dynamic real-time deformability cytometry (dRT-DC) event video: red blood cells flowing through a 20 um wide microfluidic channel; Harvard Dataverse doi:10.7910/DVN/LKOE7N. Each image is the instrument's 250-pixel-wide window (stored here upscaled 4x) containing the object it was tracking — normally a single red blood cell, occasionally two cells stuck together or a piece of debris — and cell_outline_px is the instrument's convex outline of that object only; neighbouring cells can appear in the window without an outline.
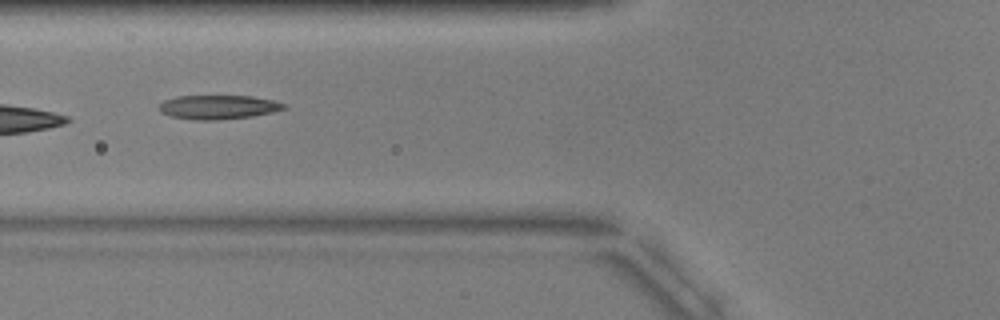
{"species": "common noctule bat (a hibernating species)", "species_latin": "Nyctalus noctula", "temperature_condition": "warm", "stored_images_in_passage": 3, "camera_frame_rate_fps": 3000, "um_per_image_px": 0.085, "animal": {"sex": "male", "body_mass_g": 17.9, "forearm_length_mm": 54.2}, "frame": {"image": 1, "passage_image": 3, "time_ms": 3.0, "image_size_px": [1000, 320], "cell_outline_px": [[288, 108], [272, 112], [252, 116], [216, 120], [196, 120], [172, 116], [160, 112], [160, 104], [164, 100], [176, 96], [252, 96], [272, 100], [288, 104]], "centroid_in_image_um": [18.59, 9.1], "position_along_channel_um": 107.2, "area_um2": 17.46}}